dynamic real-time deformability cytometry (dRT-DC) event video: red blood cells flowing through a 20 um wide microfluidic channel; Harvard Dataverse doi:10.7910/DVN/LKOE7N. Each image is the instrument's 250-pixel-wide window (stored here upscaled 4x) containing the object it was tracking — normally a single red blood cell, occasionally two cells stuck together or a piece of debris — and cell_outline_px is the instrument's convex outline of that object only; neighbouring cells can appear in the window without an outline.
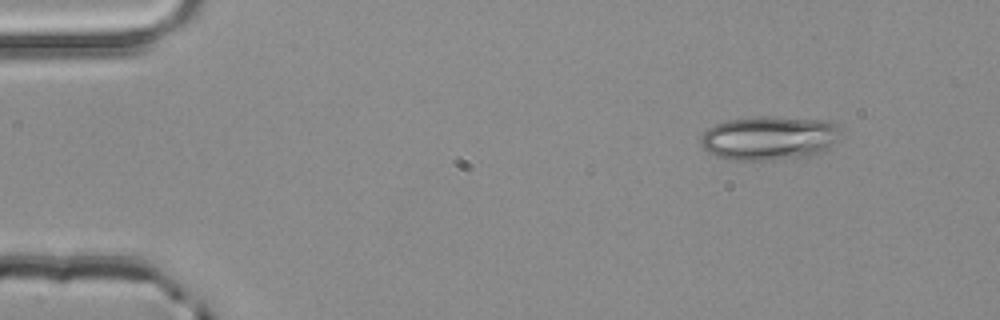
{"species": "common noctule bat (a hibernating species)", "species_latin": "Nyctalus noctula", "temperature_condition": "room temperature", "stored_images_in_passage": 3, "camera_frame_rate_fps": 3000, "um_per_image_px": 0.085, "animal": {"sex": "male", "body_mass_g": 20.4}, "frame": {"image": 1, "passage_image": 1, "time_ms": 0.0, "image_size_px": [1000, 320], "cell_outline_px": [[840, 128], [836, 144], [824, 152], [812, 156], [772, 160], [736, 160], [716, 156], [708, 152], [700, 144], [700, 140], [704, 132], [708, 128], [716, 124], [728, 120], [760, 116], [768, 116], [828, 120]], "centroid_in_image_um": [65.42, 11.74], "position_along_channel_um": 19.6, "area_um2": 36.24}}